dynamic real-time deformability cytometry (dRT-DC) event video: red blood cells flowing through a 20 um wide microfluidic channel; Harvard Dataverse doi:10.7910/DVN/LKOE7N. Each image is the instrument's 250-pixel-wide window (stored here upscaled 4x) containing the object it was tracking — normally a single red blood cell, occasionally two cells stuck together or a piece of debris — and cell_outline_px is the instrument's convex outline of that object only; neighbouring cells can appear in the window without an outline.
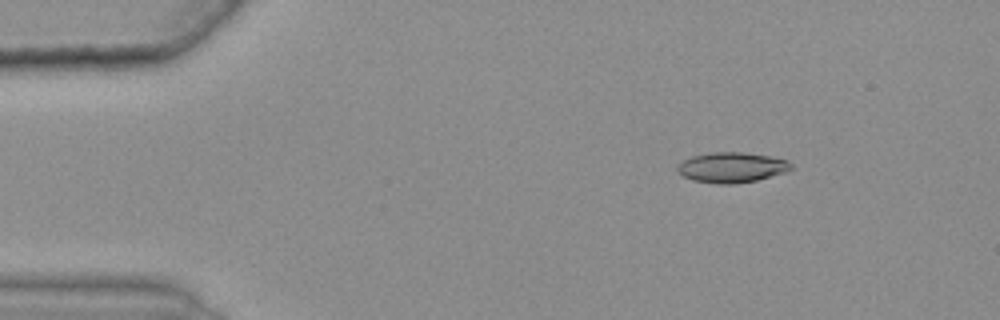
{"species": "common noctule bat (a hibernating species)", "species_latin": "Nyctalus noctula", "temperature_condition": "warm", "stored_images_in_passage": 48, "camera_frame_rate_fps": 3000, "um_per_image_px": 0.085, "animal": {"sex": "female", "body_mass_g": 25.1}, "frame": {"image": 1, "passage_image": 8, "time_ms": 2.333, "image_size_px": [1000, 320], "cell_outline_px": [[792, 168], [784, 172], [756, 180], [732, 184], [716, 184], [692, 180], [676, 172], [676, 164], [692, 156], [712, 152], [744, 152], [768, 156], [788, 160], [792, 164]], "centroid_in_image_um": [62.14, 14.23], "position_along_channel_um": 22.9, "area_um2": 20.06}}
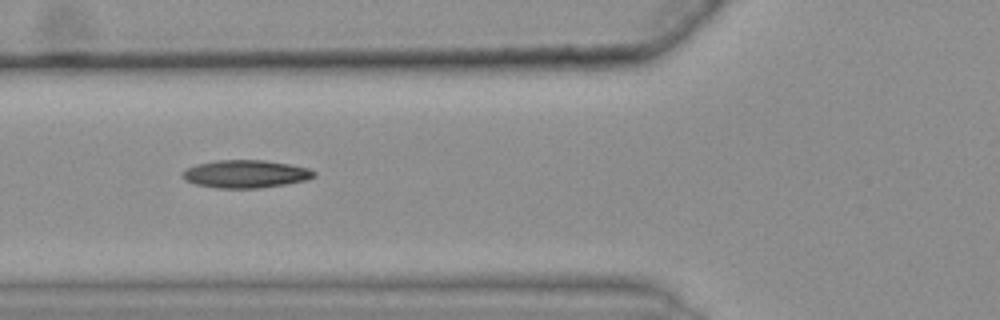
{"frame": {"image": 2, "passage_image": 21, "time_ms": 6.667, "image_size_px": [1000, 320], "cell_outline_px": [[316, 176], [304, 180], [284, 184], [260, 188], [216, 188], [196, 184], [180, 176], [180, 172], [196, 164], [216, 160], [264, 160], [288, 164], [308, 168], [316, 172]], "centroid_in_image_um": [20.85, 14.78], "position_along_channel_um": 105.0, "area_um2": 21.21}}
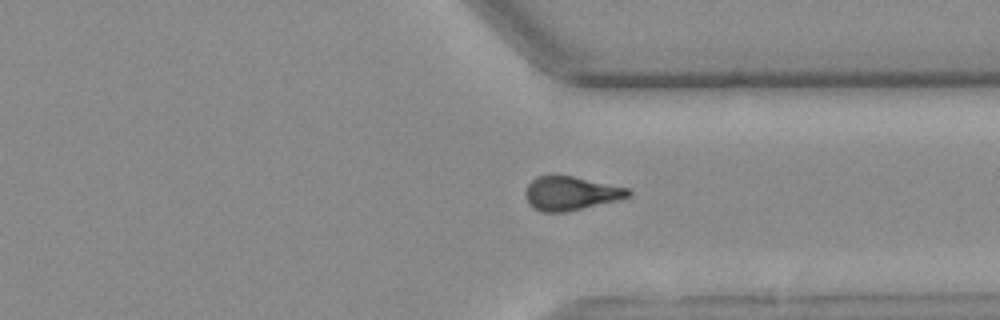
{"frame": {"image": 3, "passage_image": 42, "time_ms": 13.667, "image_size_px": [1000, 320], "cell_outline_px": [[632, 196], [616, 200], [564, 212], [540, 212], [532, 208], [528, 204], [524, 192], [528, 184], [536, 176], [552, 172], [572, 176], [628, 188], [632, 192]], "centroid_in_image_um": [48.44, 16.4], "position_along_channel_um": 363.0, "area_um2": 20.63}, "authors_computed_cell_mechanics": {"area_um2": 20.4901, "velocity_mm_per_s": 3.6807, "shape_relaxation_time_tau1_ms": null, "shape_relaxation_time_tau2_ms": 3.3999, "deformation_change_tau1": null, "deformation_change_tau2": 0.1055}}